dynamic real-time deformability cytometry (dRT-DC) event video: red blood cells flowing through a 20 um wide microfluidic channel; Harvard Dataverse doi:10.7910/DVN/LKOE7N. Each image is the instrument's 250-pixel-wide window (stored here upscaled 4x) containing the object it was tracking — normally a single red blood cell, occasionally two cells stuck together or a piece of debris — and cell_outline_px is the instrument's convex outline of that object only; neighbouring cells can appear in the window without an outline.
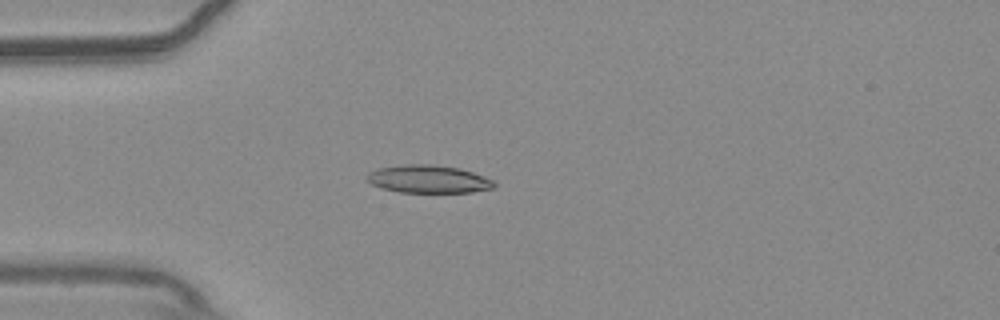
{"species": "common noctule bat (a hibernating species)", "species_latin": "Nyctalus noctula", "temperature_condition": "warm", "stored_images_in_passage": 53, "camera_frame_rate_fps": 3000, "um_per_image_px": 0.085, "animal": {"sex": "male", "body_mass_g": 20.4}, "frame": {"image": 1, "passage_image": 14, "time_ms": 4.333, "image_size_px": [1000, 320], "cell_outline_px": [[496, 188], [472, 192], [400, 192], [380, 188], [372, 184], [368, 180], [368, 172], [380, 168], [408, 164], [432, 164], [460, 168], [484, 176], [492, 180], [496, 184]], "centroid_in_image_um": [36.45, 15.23], "position_along_channel_um": 48.5, "area_um2": 20.58}}
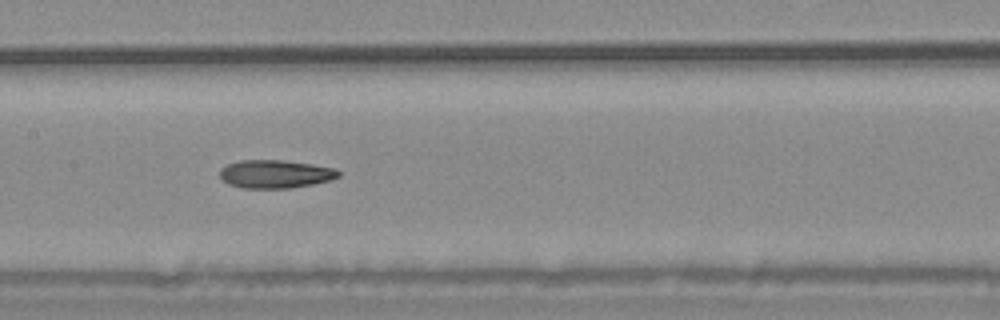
{"frame": {"image": 2, "passage_image": 26, "time_ms": 8.333, "image_size_px": [1000, 320], "cell_outline_px": [[340, 176], [328, 180], [312, 184], [292, 188], [244, 188], [228, 184], [220, 176], [220, 168], [228, 164], [240, 160], [284, 160], [312, 164], [336, 168], [340, 172]], "centroid_in_image_um": [23.4, 14.78], "position_along_channel_um": 184.0, "area_um2": 19.48}}
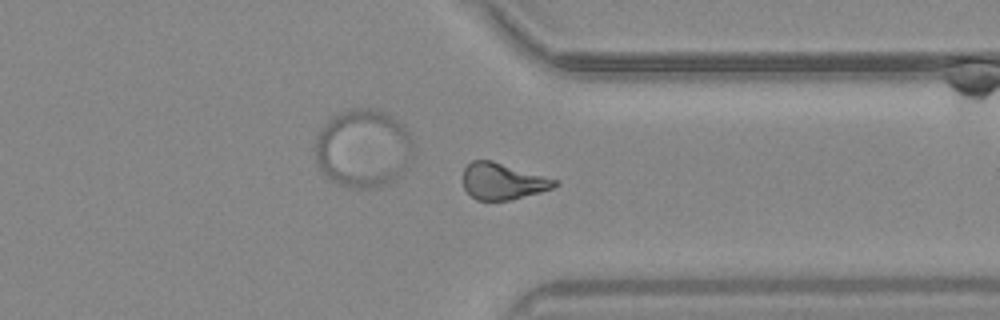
{"frame": {"image": 3, "passage_image": 41, "time_ms": 13.333, "image_size_px": [1000, 320], "cell_outline_px": [[560, 184], [552, 188], [540, 192], [512, 200], [476, 200], [464, 188], [464, 168], [472, 160], [492, 160], [556, 180]], "centroid_in_image_um": [42.72, 15.41], "position_along_channel_um": 368.7, "area_um2": 19.25}, "authors_computed_cell_mechanics": {"area_um2": 20.4034, "velocity_mm_per_s": 3.704, "shape_relaxation_time_tau1_ms": null, "shape_relaxation_time_tau2_ms": 5.0906, "deformation_change_tau1": null, "deformation_change_tau2": 0.1471}}